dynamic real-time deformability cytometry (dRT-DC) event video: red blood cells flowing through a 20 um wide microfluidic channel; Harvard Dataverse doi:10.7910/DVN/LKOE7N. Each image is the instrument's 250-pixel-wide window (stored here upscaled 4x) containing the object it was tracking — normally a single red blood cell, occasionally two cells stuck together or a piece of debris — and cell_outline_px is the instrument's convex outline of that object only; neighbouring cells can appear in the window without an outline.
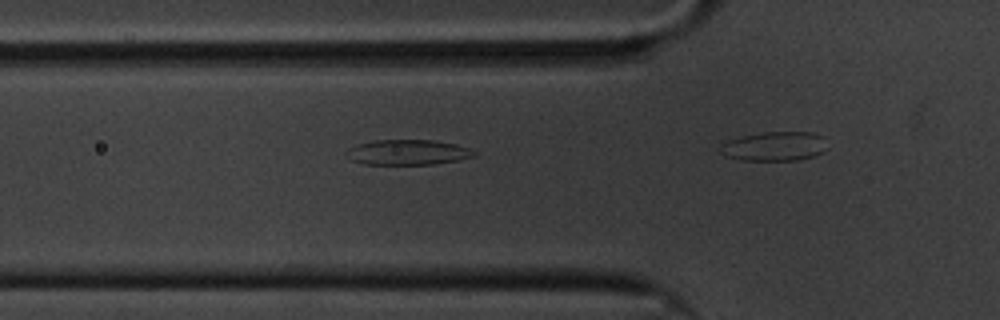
{"species": "common noctule bat (a hibernating species)", "species_latin": "Nyctalus noctula", "temperature_condition": "cold", "stored_images_in_passage": 11, "camera_frame_rate_fps": 3000, "um_per_image_px": 0.085, "animal": {"sex": "male", "body_mass_g": 20.1, "forearm_length_mm": 53.5}, "frame": {"image": 1, "passage_image": 8, "time_ms": 2.333, "image_size_px": [1000, 320], "cell_outline_px": [[476, 156], [456, 160], [432, 164], [364, 164], [352, 160], [344, 152], [348, 148], [356, 144], [372, 140], [432, 140], [456, 144], [468, 148], [476, 152]], "centroid_in_image_um": [34.62, 12.93], "position_along_channel_um": 91.2, "area_um2": 18.73}}